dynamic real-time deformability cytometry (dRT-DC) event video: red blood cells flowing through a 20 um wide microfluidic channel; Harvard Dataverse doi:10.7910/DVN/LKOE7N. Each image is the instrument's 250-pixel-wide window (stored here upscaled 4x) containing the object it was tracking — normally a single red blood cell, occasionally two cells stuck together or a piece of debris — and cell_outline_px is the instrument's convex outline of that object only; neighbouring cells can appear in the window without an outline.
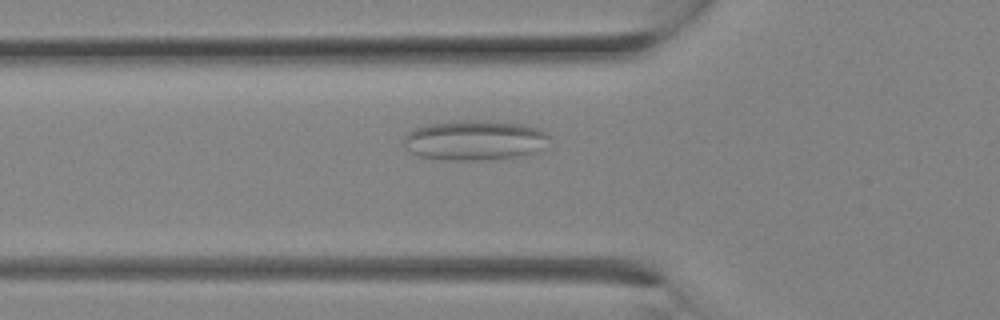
{"species": "Egyptian fruit bat (a non-hibernating species)", "species_latin": "Rousettus aegyptiacus", "temperature_condition": "room temperature", "stored_images_in_passage": 6, "camera_frame_rate_fps": 3000, "um_per_image_px": 0.085, "animal": {"sex": "female"}, "frame": {"image": 1, "passage_image": 4, "time_ms": 1.0, "image_size_px": [1000, 320], "cell_outline_px": [[552, 136], [540, 148], [532, 152], [520, 156], [480, 160], [444, 160], [420, 156], [404, 148], [400, 144], [404, 136], [412, 128], [428, 124], [456, 120], [476, 120], [520, 124], [536, 128]], "centroid_in_image_um": [40.24, 11.92], "position_along_channel_um": 85.6, "area_um2": 33.93}}